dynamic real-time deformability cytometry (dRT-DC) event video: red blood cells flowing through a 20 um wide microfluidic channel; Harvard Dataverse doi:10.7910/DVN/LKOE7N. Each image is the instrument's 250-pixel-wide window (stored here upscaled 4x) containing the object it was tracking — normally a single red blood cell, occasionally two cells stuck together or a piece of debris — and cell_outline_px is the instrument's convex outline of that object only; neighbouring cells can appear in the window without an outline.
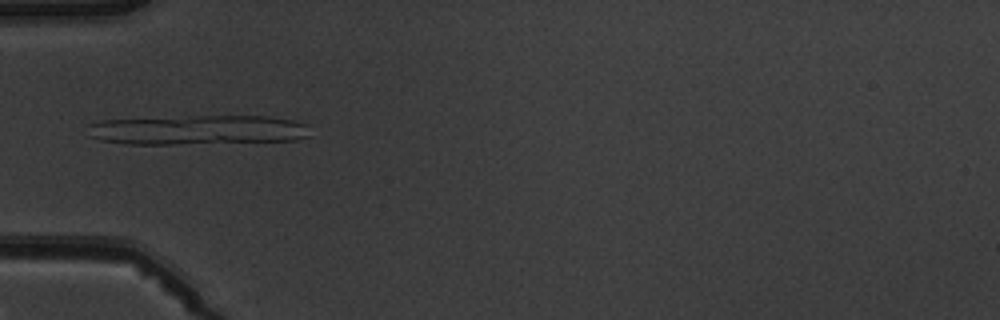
{"species": "common noctule bat (a hibernating species)", "species_latin": "Nyctalus noctula", "temperature_condition": "warm", "stored_images_in_passage": 6, "camera_frame_rate_fps": 3000, "um_per_image_px": 0.085, "animal": {"sex": "male", "body_mass_g": 19.5, "forearm_length_mm": 54.6}, "frame": {"image": 1, "passage_image": 4, "time_ms": 4.667, "image_size_px": [1000, 320], "cell_outline_px": [[312, 136], [296, 140], [176, 144], [124, 144], [100, 140], [88, 136], [88, 124], [100, 120], [192, 116], [268, 116], [296, 120], [308, 124]], "centroid_in_image_um": [16.85, 11.04], "position_along_channel_um": 68.1, "area_um2": 38.84}}